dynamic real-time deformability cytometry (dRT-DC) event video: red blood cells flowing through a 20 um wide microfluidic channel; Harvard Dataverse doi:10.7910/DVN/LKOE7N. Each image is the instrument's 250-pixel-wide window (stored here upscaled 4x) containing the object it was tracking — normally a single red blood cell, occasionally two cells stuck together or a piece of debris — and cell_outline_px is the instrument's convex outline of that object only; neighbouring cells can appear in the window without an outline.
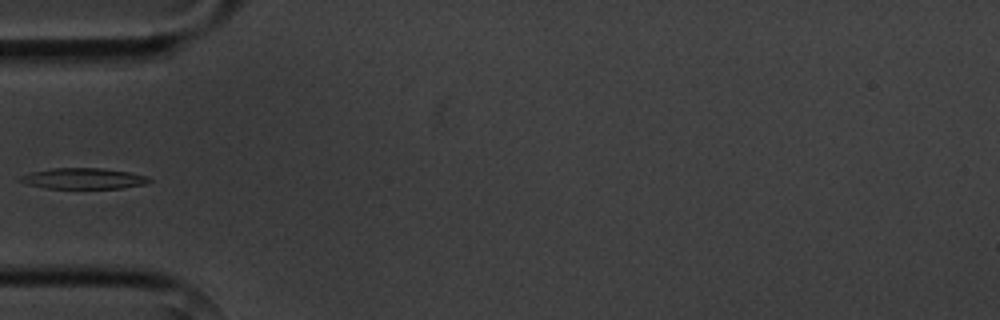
{"species": "common noctule bat (a hibernating species)", "species_latin": "Nyctalus noctula", "temperature_condition": "cold", "stored_images_in_passage": 5, "camera_frame_rate_fps": 3000, "um_per_image_px": 0.085, "animal": {"sex": "male", "body_mass_g": 20.1, "forearm_length_mm": 53.5}, "frame": {"image": 1, "passage_image": 5, "time_ms": 5.667, "image_size_px": [1000, 320], "cell_outline_px": [[152, 180], [144, 184], [120, 188], [44, 188], [28, 184], [16, 180], [20, 176], [32, 172], [52, 168], [100, 168], [128, 172], [148, 176]], "centroid_in_image_um": [7.06, 15.17], "position_along_channel_um": 77.9, "area_um2": 15.55}}